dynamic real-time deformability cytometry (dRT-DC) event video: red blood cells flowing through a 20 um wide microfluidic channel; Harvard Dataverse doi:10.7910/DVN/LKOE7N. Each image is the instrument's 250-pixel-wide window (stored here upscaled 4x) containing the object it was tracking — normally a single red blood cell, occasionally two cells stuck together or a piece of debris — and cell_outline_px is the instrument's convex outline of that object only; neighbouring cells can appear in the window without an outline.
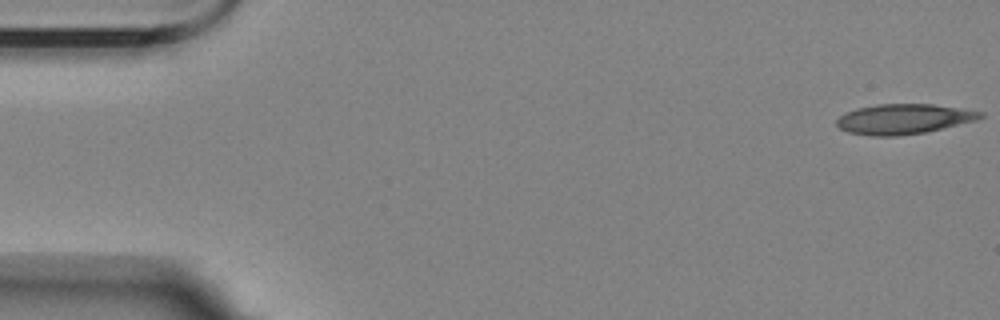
{"species": "Egyptian fruit bat (a non-hibernating species)", "species_latin": "Rousettus aegyptiacus", "temperature_condition": "room temperature", "stored_images_in_passage": 5, "camera_frame_rate_fps": 3000, "um_per_image_px": 0.085, "animal": {"sex": "female"}, "frame": {"image": 1, "passage_image": 1, "time_ms": 0.0, "image_size_px": [1000, 320], "cell_outline_px": [[984, 116], [976, 120], [924, 132], [896, 136], [872, 136], [848, 132], [840, 128], [836, 124], [836, 120], [844, 112], [856, 108], [880, 104], [932, 104], [984, 112]], "centroid_in_image_um": [76.77, 10.11], "position_along_channel_um": 8.2, "area_um2": 24.97}}